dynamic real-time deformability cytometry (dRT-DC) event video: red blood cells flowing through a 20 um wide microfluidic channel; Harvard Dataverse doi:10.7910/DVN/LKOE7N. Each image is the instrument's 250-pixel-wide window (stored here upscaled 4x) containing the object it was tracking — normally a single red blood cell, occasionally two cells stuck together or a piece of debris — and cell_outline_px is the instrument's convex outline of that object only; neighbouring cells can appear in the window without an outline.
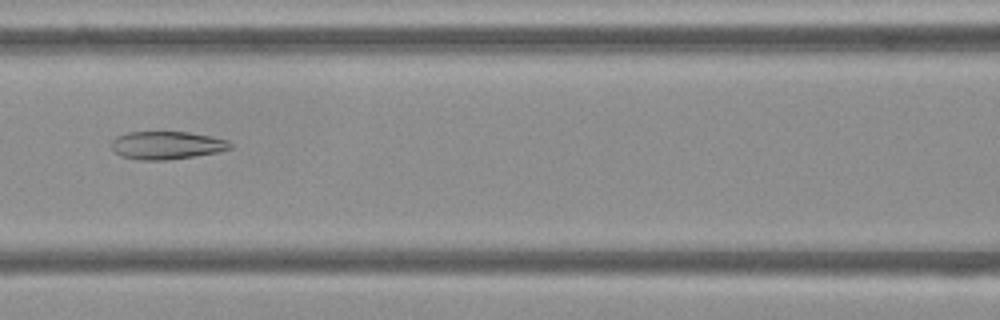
{"species": "Egyptian fruit bat (a non-hibernating species)", "species_latin": "Rousettus aegyptiacus", "temperature_condition": "cold", "stored_images_in_passage": 42, "camera_frame_rate_fps": 3000, "um_per_image_px": 0.085, "frame": {"image": 1, "passage_image": 12, "time_ms": 3.667, "image_size_px": [1000, 320], "cell_outline_px": [[232, 148], [220, 152], [168, 160], [140, 160], [120, 156], [112, 148], [112, 140], [116, 136], [128, 132], [188, 132], [212, 136], [228, 140], [232, 144]], "centroid_in_image_um": [14.2, 12.35], "position_along_channel_um": 152.4, "area_um2": 19.48}}
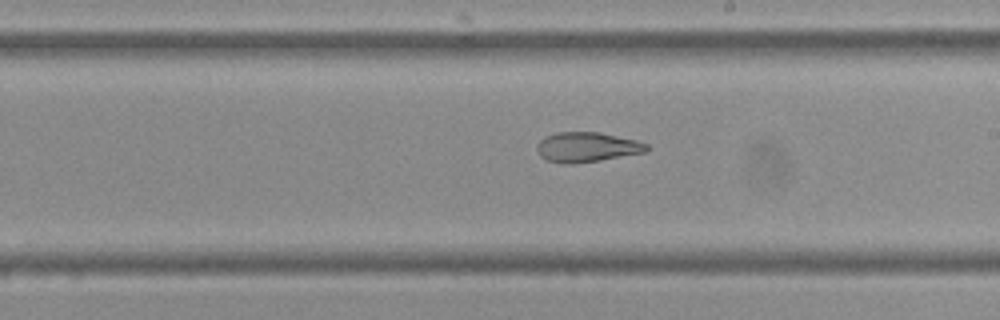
{"frame": {"image": 2, "passage_image": 19, "time_ms": 6.0, "image_size_px": [1000, 320], "cell_outline_px": [[652, 148], [648, 152], [600, 160], [572, 164], [564, 164], [548, 160], [540, 156], [536, 148], [540, 140], [556, 132], [600, 132], [636, 140], [648, 144]], "centroid_in_image_um": [49.94, 12.51], "position_along_channel_um": 239.1, "area_um2": 19.19}}
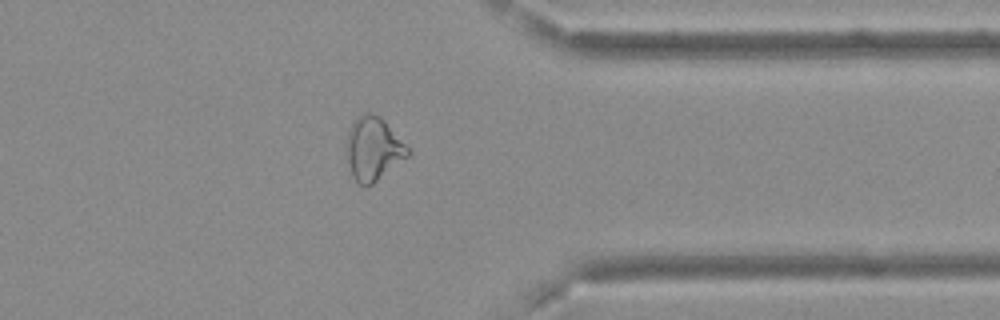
{"frame": {"image": 3, "passage_image": 31, "time_ms": 10.0, "image_size_px": [1000, 320], "cell_outline_px": [[412, 152], [408, 156], [372, 184], [360, 184], [352, 176], [344, 152], [344, 144], [348, 132], [356, 116], [364, 112], [368, 112], [380, 116], [384, 120]], "centroid_in_image_um": [31.68, 12.61], "position_along_channel_um": 379.7, "area_um2": 22.72}, "authors_computed_cell_mechanics": {"area_um2": 21.386, "velocity_mm_per_s": 3.7203, "shape_relaxation_time_tau1_ms": null, "shape_relaxation_time_tau2_ms": 3.4727, "deformation_change_tau1": null, "deformation_change_tau2": 0.1161}}